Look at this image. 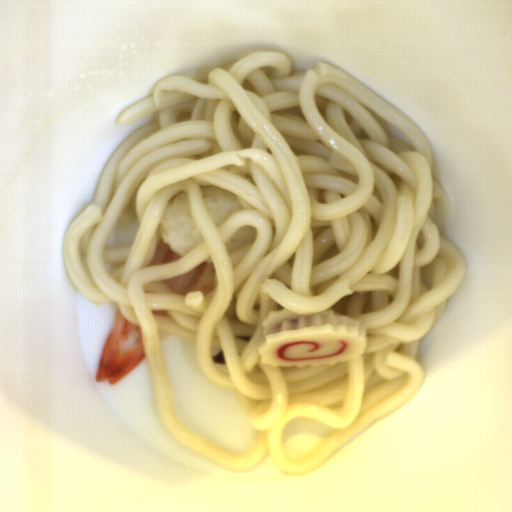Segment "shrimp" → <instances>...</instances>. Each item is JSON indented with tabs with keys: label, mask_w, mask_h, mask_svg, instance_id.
Returning a JSON list of instances; mask_svg holds the SVG:
<instances>
[{
	"label": "shrimp",
	"mask_w": 512,
	"mask_h": 512,
	"mask_svg": "<svg viewBox=\"0 0 512 512\" xmlns=\"http://www.w3.org/2000/svg\"><path fill=\"white\" fill-rule=\"evenodd\" d=\"M145 358L139 326L128 321L119 308L103 343L96 382L117 384Z\"/></svg>",
	"instance_id": "shrimp-1"
},
{
	"label": "shrimp",
	"mask_w": 512,
	"mask_h": 512,
	"mask_svg": "<svg viewBox=\"0 0 512 512\" xmlns=\"http://www.w3.org/2000/svg\"><path fill=\"white\" fill-rule=\"evenodd\" d=\"M218 281L214 264L200 263L187 272L163 279L172 293L188 295L196 291L210 292Z\"/></svg>",
	"instance_id": "shrimp-2"
},
{
	"label": "shrimp",
	"mask_w": 512,
	"mask_h": 512,
	"mask_svg": "<svg viewBox=\"0 0 512 512\" xmlns=\"http://www.w3.org/2000/svg\"><path fill=\"white\" fill-rule=\"evenodd\" d=\"M182 257L175 254L168 245L161 239L160 231L158 228V241L155 249V253L150 261V266H155L159 264L175 262Z\"/></svg>",
	"instance_id": "shrimp-3"
},
{
	"label": "shrimp",
	"mask_w": 512,
	"mask_h": 512,
	"mask_svg": "<svg viewBox=\"0 0 512 512\" xmlns=\"http://www.w3.org/2000/svg\"><path fill=\"white\" fill-rule=\"evenodd\" d=\"M157 333H158V340H159V343L165 338L167 337L171 332H168V331H165V330H161V329H158L157 328Z\"/></svg>",
	"instance_id": "shrimp-4"
}]
</instances>
